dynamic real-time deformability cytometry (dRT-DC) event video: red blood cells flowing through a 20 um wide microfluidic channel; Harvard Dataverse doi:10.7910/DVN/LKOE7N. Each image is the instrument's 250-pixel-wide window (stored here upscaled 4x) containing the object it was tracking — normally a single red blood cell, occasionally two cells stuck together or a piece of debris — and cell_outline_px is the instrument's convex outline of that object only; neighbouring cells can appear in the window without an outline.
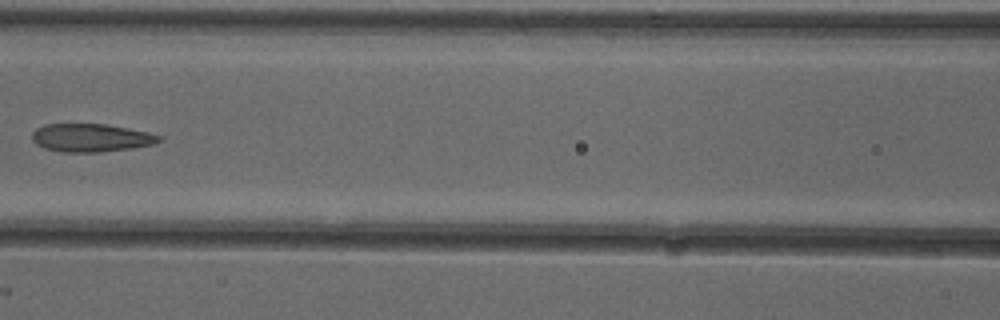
{"species": "common noctule bat (a hibernating species)", "species_latin": "Nyctalus noctula", "temperature_condition": "cold", "stored_images_in_passage": 7, "camera_frame_rate_fps": 3000, "um_per_image_px": 0.085, "animal": {"sex": "female"}, "frame": {"image": 1, "passage_image": 5, "time_ms": 1.333, "image_size_px": [1000, 320], "cell_outline_px": [[160, 140], [152, 144], [132, 148], [100, 152], [64, 152], [44, 148], [36, 144], [32, 140], [32, 132], [36, 128], [44, 124], [104, 124], [128, 128], [148, 132], [160, 136]], "centroid_in_image_um": [7.68, 11.71], "position_along_channel_um": 158.9, "area_um2": 20.69}}
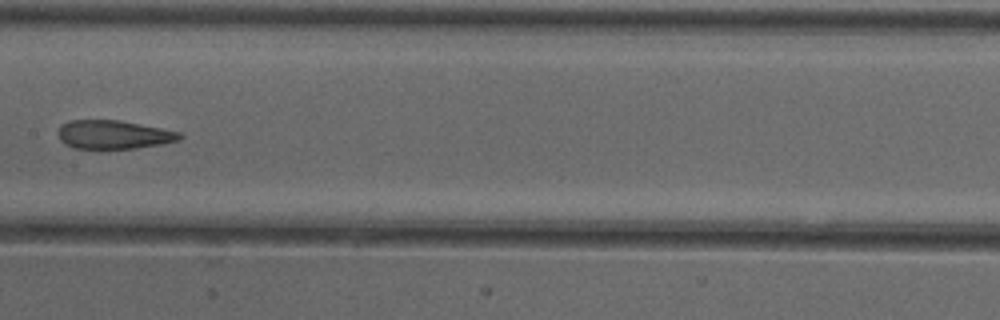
{"frame": {"image": 2, "passage_image": 6, "time_ms": 1.667, "image_size_px": [1000, 320], "cell_outline_px": [[184, 136], [180, 140], [164, 144], [136, 148], [100, 152], [76, 148], [64, 144], [60, 140], [60, 124], [68, 120], [120, 120], [180, 132]], "centroid_in_image_um": [9.65, 11.49], "position_along_channel_um": 197.7, "area_um2": 21.1}}
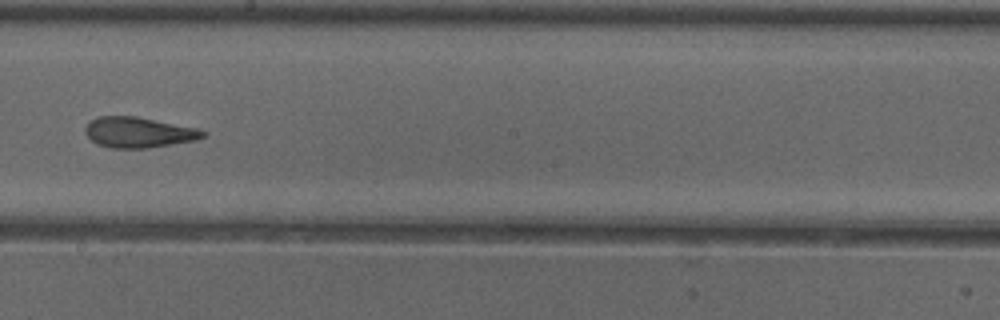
{"frame": {"image": 3, "passage_image": 7, "time_ms": 2.0, "image_size_px": [1000, 320], "cell_outline_px": [[208, 132], [204, 136], [196, 140], [148, 148], [112, 148], [96, 144], [84, 132], [84, 128], [88, 120], [100, 116], [136, 116], [196, 128]], "centroid_in_image_um": [11.74, 11.25], "position_along_channel_um": 236.5, "area_um2": 20.98}}